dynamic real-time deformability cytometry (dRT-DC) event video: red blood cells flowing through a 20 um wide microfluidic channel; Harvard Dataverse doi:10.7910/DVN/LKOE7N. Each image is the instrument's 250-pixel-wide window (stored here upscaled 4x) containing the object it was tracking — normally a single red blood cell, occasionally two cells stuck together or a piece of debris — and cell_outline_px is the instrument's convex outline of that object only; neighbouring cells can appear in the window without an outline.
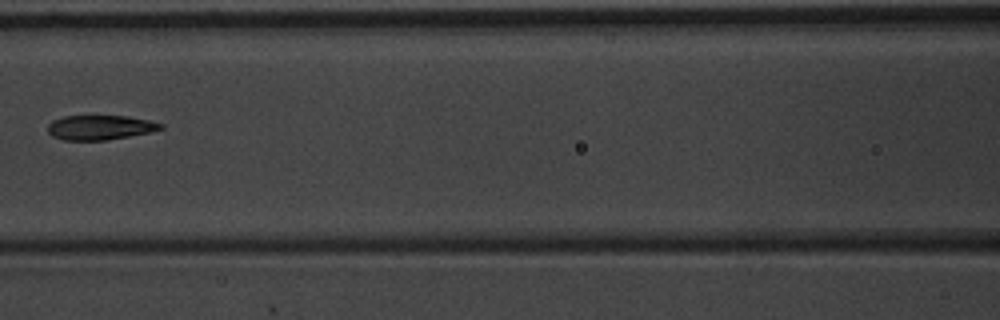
{"species": "common noctule bat (a hibernating species)", "species_latin": "Nyctalus noctula", "temperature_condition": "warm", "stored_images_in_passage": 3, "camera_frame_rate_fps": 3000, "um_per_image_px": 0.085, "animal": {"sex": "male", "body_mass_g": 20.1, "forearm_length_mm": 53.5}, "frame": {"image": 1, "passage_image": 3, "time_ms": 0.667, "image_size_px": [1000, 320], "cell_outline_px": [[164, 128], [152, 132], [108, 140], [64, 140], [52, 136], [48, 132], [48, 124], [52, 120], [64, 116], [128, 116], [148, 120], [164, 124]], "centroid_in_image_um": [8.52, 10.83], "position_along_channel_um": 158.1, "area_um2": 16.3}}